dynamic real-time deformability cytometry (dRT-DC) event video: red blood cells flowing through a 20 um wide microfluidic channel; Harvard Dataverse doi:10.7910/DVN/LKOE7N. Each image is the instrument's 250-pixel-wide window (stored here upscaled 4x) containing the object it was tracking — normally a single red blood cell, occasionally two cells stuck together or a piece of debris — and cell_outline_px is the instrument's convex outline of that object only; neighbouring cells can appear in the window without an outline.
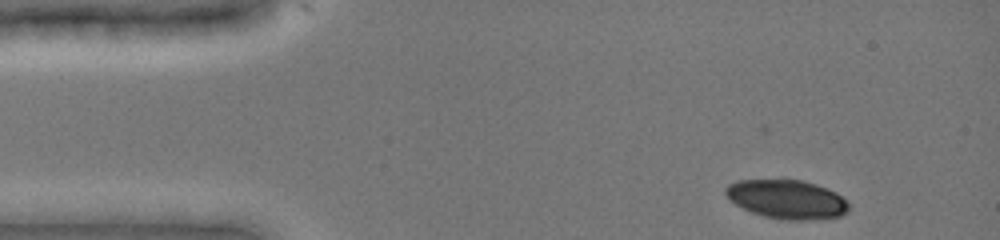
{"species": "common noctule bat (a hibernating species)", "species_latin": "Nyctalus noctula", "temperature_condition": "cold", "stored_images_in_passage": 54, "camera_frame_rate_fps": 3000, "um_per_image_px": 0.085, "animal": {"sex": "female", "body_mass_g": 19.0, "forearm_length_mm": 51.5}, "frame": {"image": 1, "passage_image": 3, "time_ms": 0.667, "image_size_px": [1000, 240], "cell_outline_px": [[848, 212], [840, 216], [804, 220], [784, 220], [764, 216], [752, 212], [736, 204], [724, 192], [724, 188], [728, 184], [736, 180], [800, 180], [816, 184], [836, 192], [848, 204]], "centroid_in_image_um": [66.87, 16.93], "position_along_channel_um": 18.1, "area_um2": 27.63}}
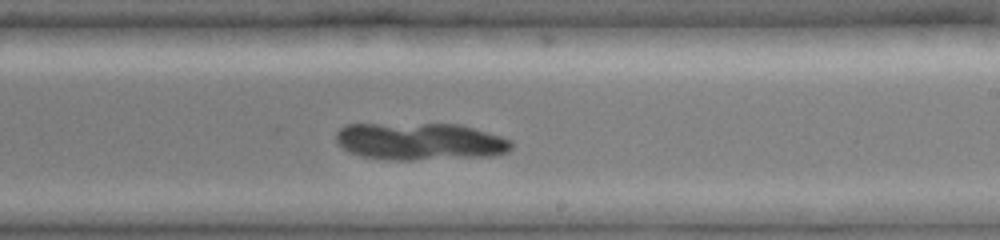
{"frame": {"image": 2, "passage_image": 45, "time_ms": 8.667, "image_size_px": [1000, 240], "cell_outline_px": [[512, 148], [508, 152], [492, 156], [412, 160], [392, 160], [360, 156], [336, 144], [336, 132], [344, 124], [460, 124], [500, 136], [512, 140]], "centroid_in_image_um": [35.7, 12.02], "position_along_channel_um": 253.3, "area_um2": 38.26}}
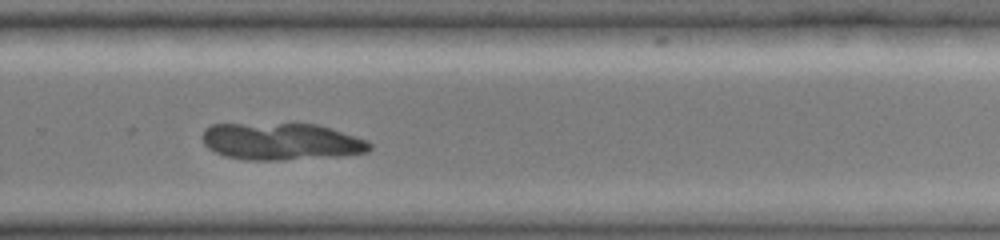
{"frame": {"image": 3, "passage_image": 53, "time_ms": 10.0, "image_size_px": [1000, 240], "cell_outline_px": [[372, 148], [368, 152], [336, 156], [280, 160], [248, 160], [224, 156], [208, 148], [204, 144], [200, 136], [204, 128], [212, 124], [316, 124], [368, 140], [372, 144]], "centroid_in_image_um": [23.87, 12.03], "position_along_channel_um": 305.9, "area_um2": 36.13}}